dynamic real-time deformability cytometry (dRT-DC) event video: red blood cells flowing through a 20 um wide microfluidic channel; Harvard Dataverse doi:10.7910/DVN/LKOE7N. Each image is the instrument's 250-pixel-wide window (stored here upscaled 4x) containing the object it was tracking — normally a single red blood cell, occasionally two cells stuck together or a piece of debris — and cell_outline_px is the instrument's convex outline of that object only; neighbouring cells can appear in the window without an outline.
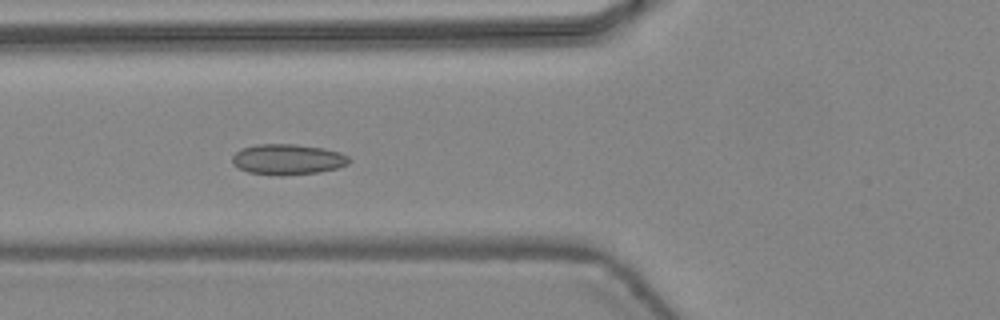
{"species": "common noctule bat (a hibernating species)", "species_latin": "Nyctalus noctula", "temperature_condition": "warm", "stored_images_in_passage": 47, "camera_frame_rate_fps": 3000, "um_per_image_px": 0.085, "animal": {"sex": "female", "body_mass_g": 24.6, "forearm_length_mm": 56.2}, "frame": {"image": 1, "passage_image": 19, "time_ms": 6.0, "image_size_px": [1000, 320], "cell_outline_px": [[352, 160], [348, 164], [336, 168], [320, 172], [284, 176], [280, 176], [248, 172], [232, 164], [232, 156], [240, 148], [256, 144], [296, 144], [324, 148], [340, 152], [348, 156]], "centroid_in_image_um": [24.45, 13.55], "position_along_channel_um": 101.3, "area_um2": 21.1}}
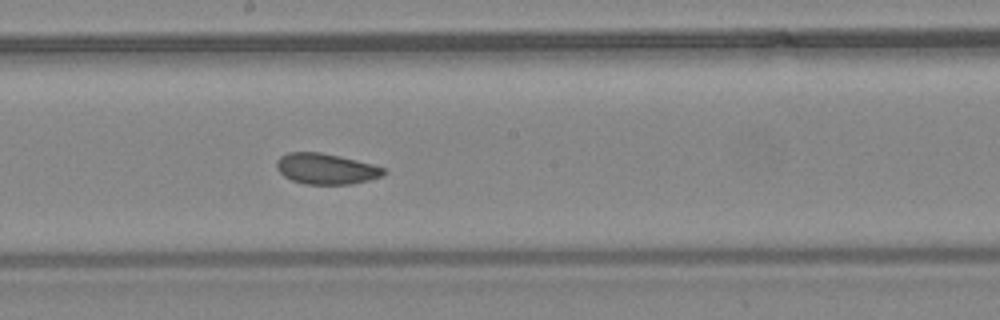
{"frame": {"image": 2, "passage_image": 27, "time_ms": 8.667, "image_size_px": [1000, 320], "cell_outline_px": [[388, 172], [380, 176], [368, 180], [352, 184], [304, 184], [292, 180], [284, 176], [276, 168], [276, 160], [280, 156], [288, 152], [320, 152], [340, 156], [372, 164], [384, 168]], "centroid_in_image_um": [27.69, 14.34], "position_along_channel_um": 220.5, "area_um2": 19.19}}
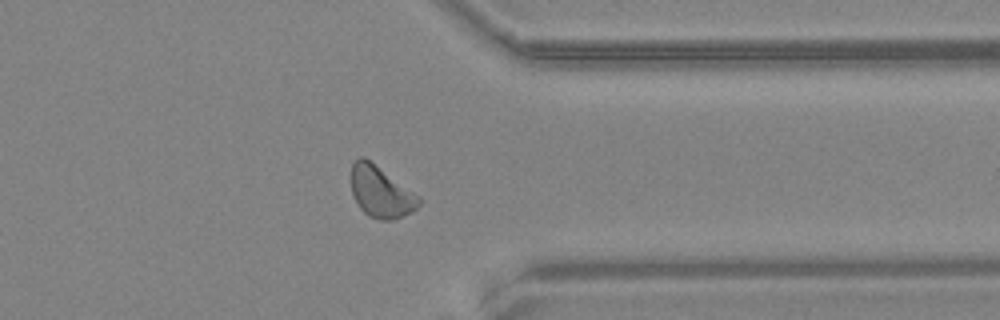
{"frame": {"image": 3, "passage_image": 38, "time_ms": 12.333, "image_size_px": [1000, 320], "cell_outline_px": [[420, 204], [416, 208], [392, 220], [380, 220], [368, 216], [360, 208], [352, 192], [352, 164], [360, 156], [364, 156], [420, 196]], "centroid_in_image_um": [32.36, 16.3], "position_along_channel_um": 379.0, "area_um2": 19.88}, "authors_computed_cell_mechanics": {"area_um2": 19.9988, "velocity_mm_per_s": 4.4529, "shape_relaxation_time_tau1_ms": 4.7891, "shape_relaxation_time_tau2_ms": 2.8854, "deformation_change_tau1": 0.0791, "deformation_change_tau2": 0.0686}}